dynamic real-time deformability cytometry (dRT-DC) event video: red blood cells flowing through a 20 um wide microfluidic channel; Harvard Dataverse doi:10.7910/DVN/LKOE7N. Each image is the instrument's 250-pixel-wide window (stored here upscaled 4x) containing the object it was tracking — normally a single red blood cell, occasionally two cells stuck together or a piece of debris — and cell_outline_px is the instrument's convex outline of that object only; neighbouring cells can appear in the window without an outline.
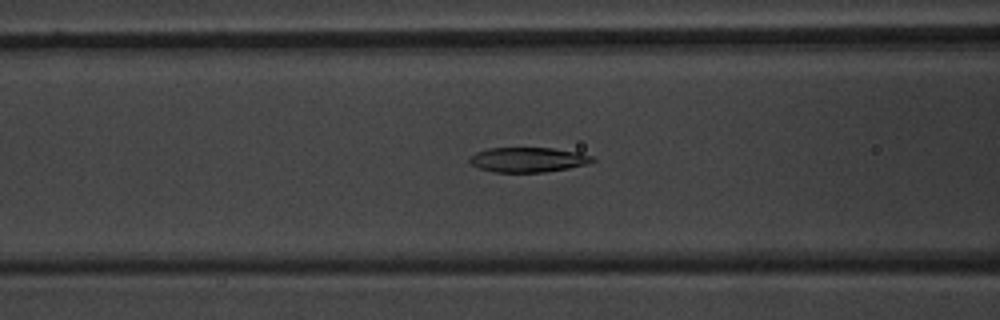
{"species": "common noctule bat (a hibernating species)", "species_latin": "Nyctalus noctula", "temperature_condition": "warm", "stored_images_in_passage": 46, "camera_frame_rate_fps": 3000, "um_per_image_px": 0.085, "animal": {"sex": "male", "body_mass_g": 20.1, "forearm_length_mm": 53.5}, "frame": {"image": 1, "passage_image": 15, "time_ms": 4.667, "image_size_px": [1000, 320], "cell_outline_px": [[596, 160], [588, 164], [568, 168], [544, 172], [496, 172], [480, 168], [472, 164], [468, 160], [476, 152], [488, 148], [552, 148], [580, 152], [592, 156]], "centroid_in_image_um": [44.92, 13.57], "position_along_channel_um": 121.7, "area_um2": 17.69}}
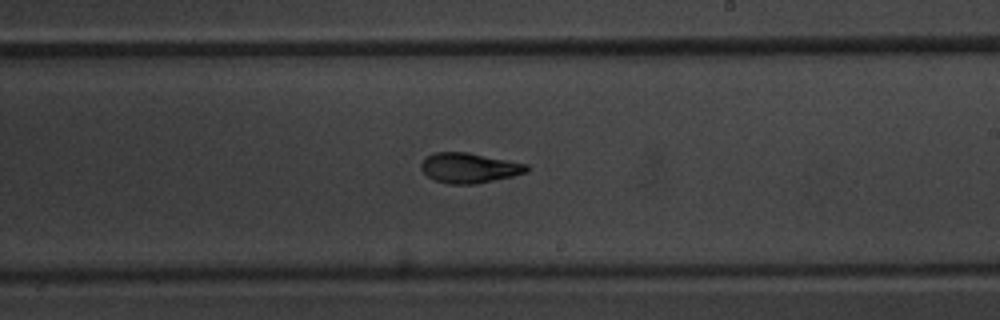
{"frame": {"image": 2, "passage_image": 25, "time_ms": 8.0, "image_size_px": [1000, 320], "cell_outline_px": [[532, 168], [528, 172], [512, 176], [476, 184], [448, 184], [436, 180], [428, 176], [420, 168], [420, 164], [428, 156], [436, 152], [468, 152], [528, 164]], "centroid_in_image_um": [39.93, 14.27], "position_along_channel_um": 249.1, "area_um2": 18.5}}
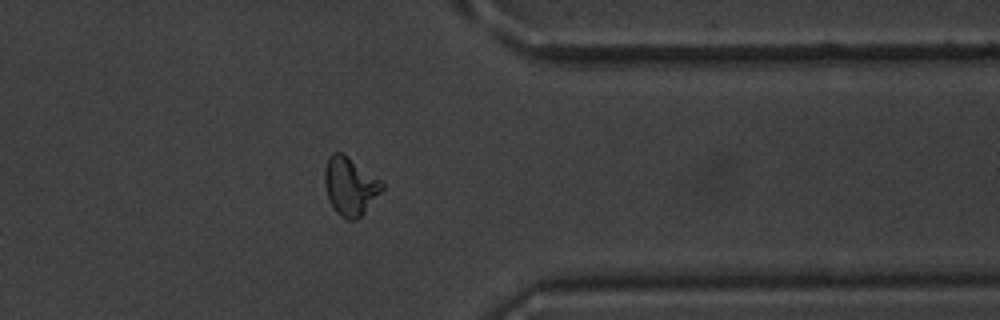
{"frame": {"image": 3, "passage_image": 36, "time_ms": 11.667, "image_size_px": [1000, 320], "cell_outline_px": [[384, 188], [364, 212], [356, 220], [348, 220], [340, 216], [336, 212], [328, 200], [324, 184], [324, 168], [328, 156], [332, 152], [340, 152], [380, 180], [384, 184]], "centroid_in_image_um": [29.71, 15.84], "position_along_channel_um": 381.7, "area_um2": 19.19}, "authors_computed_cell_mechanics": {"area_um2": 18.8139, "velocity_mm_per_s": 3.8208, "shape_relaxation_time_tau1_ms": 4.0677, "shape_relaxation_time_tau2_ms": 2.2593, "deformation_change_tau1": 0.1644, "deformation_change_tau2": 0.0885}}